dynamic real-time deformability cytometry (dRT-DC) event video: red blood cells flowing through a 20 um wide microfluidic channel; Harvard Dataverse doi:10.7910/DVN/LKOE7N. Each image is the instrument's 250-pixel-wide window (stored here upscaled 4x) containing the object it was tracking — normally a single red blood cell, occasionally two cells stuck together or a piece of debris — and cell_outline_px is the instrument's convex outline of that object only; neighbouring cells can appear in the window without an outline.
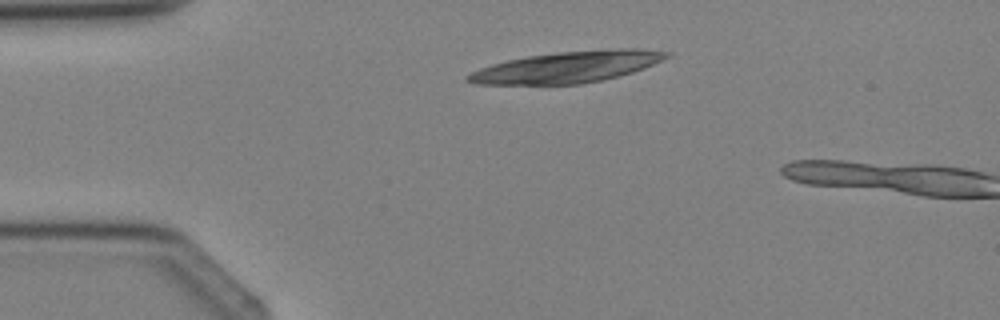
{"species": "Egyptian fruit bat (a non-hibernating species)", "species_latin": "Rousettus aegyptiacus", "temperature_condition": "cold", "stored_images_in_passage": 2, "camera_frame_rate_fps": 3000, "um_per_image_px": 0.085, "animal": {"sex": "female"}, "frame": {"image": 1, "passage_image": 1, "time_ms": 0.0, "image_size_px": [1000, 320], "cell_outline_px": [[672, 56], [644, 68], [620, 76], [580, 84], [476, 84], [464, 80], [464, 76], [480, 68], [492, 64], [508, 60], [528, 56], [560, 52], [620, 48], [640, 48], [672, 52]], "centroid_in_image_um": [48.26, 5.69], "position_along_channel_um": 36.7, "area_um2": 36.13}}